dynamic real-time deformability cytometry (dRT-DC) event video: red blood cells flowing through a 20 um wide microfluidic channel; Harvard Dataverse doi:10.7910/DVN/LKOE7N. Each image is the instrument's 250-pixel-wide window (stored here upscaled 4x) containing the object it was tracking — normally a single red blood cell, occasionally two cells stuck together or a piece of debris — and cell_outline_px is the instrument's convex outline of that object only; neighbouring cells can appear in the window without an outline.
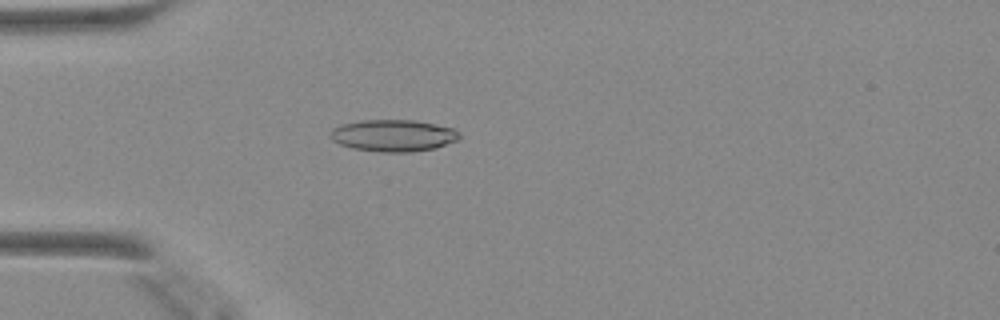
{"species": "Egyptian fruit bat (a non-hibernating species)", "species_latin": "Rousettus aegyptiacus", "temperature_condition": "warm", "stored_images_in_passage": 30, "camera_frame_rate_fps": 3000, "um_per_image_px": 0.085, "animal": {"sex": "female"}, "frame": {"image": 1, "passage_image": 2, "time_ms": 0.333, "image_size_px": [1000, 320], "cell_outline_px": [[460, 140], [436, 148], [412, 152], [380, 152], [352, 148], [340, 144], [332, 140], [328, 136], [332, 128], [344, 124], [360, 120], [416, 120], [436, 124], [452, 128], [460, 132]], "centroid_in_image_um": [33.45, 11.52], "position_along_channel_um": 51.5, "area_um2": 24.22}}
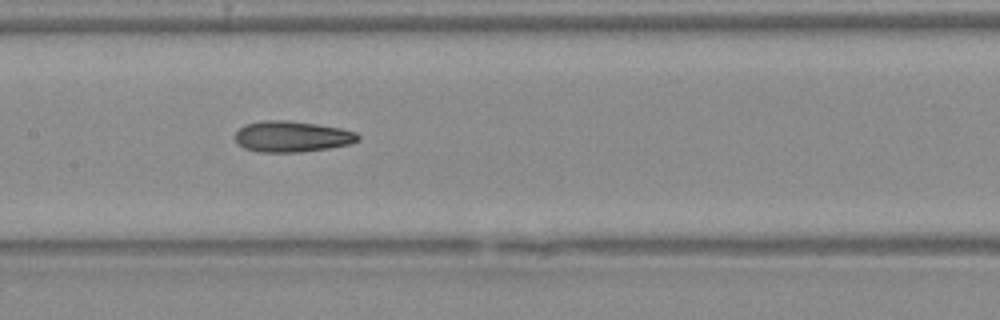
{"frame": {"image": 2, "passage_image": 12, "time_ms": 3.667, "image_size_px": [1000, 320], "cell_outline_px": [[360, 136], [352, 144], [328, 148], [300, 152], [260, 152], [244, 148], [236, 144], [232, 136], [244, 124], [264, 120], [288, 120], [316, 124], [340, 128], [356, 132]], "centroid_in_image_um": [24.75, 11.6], "position_along_channel_um": 182.6, "area_um2": 22.37}}
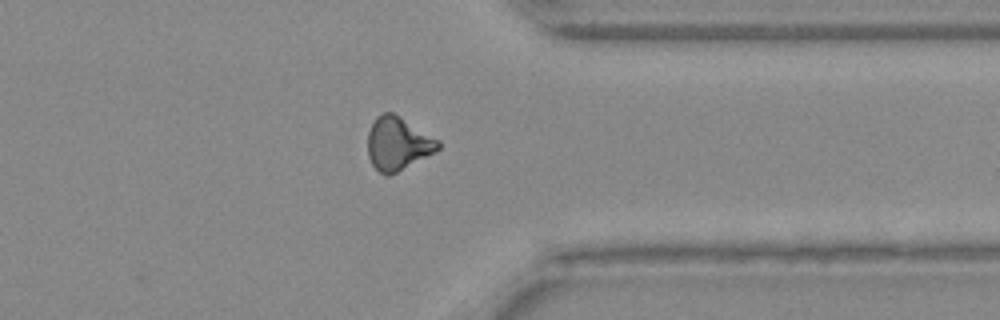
{"frame": {"image": 3, "passage_image": 26, "time_ms": 8.333, "image_size_px": [1000, 320], "cell_outline_px": [[440, 148], [436, 152], [388, 176], [384, 176], [372, 164], [368, 156], [368, 132], [376, 116], [384, 112], [392, 112], [440, 140]], "centroid_in_image_um": [33.82, 12.21], "position_along_channel_um": 377.6, "area_um2": 21.73}}